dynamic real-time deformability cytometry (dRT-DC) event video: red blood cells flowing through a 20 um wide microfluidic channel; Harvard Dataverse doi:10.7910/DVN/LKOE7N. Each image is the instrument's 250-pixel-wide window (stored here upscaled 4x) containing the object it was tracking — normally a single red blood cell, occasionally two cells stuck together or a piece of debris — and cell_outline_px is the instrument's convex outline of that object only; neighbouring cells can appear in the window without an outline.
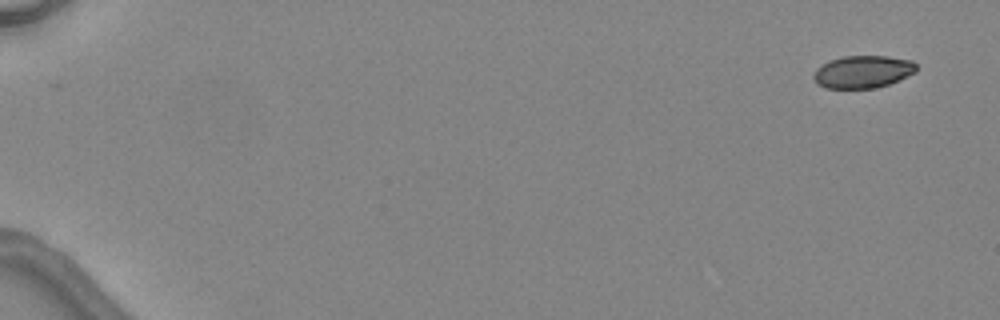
{"species": "common noctule bat (a hibernating species)", "species_latin": "Nyctalus noctula", "temperature_condition": "warm", "stored_images_in_passage": 3, "camera_frame_rate_fps": 3000, "um_per_image_px": 0.085, "animal": {"sex": "female", "body_mass_g": 24.6, "forearm_length_mm": 56.2}, "frame": {"image": 1, "passage_image": 1, "time_ms": 0.0, "image_size_px": [1000, 320], "cell_outline_px": [[916, 72], [888, 84], [876, 88], [824, 88], [816, 84], [812, 76], [816, 68], [828, 60], [844, 56], [888, 56], [912, 60], [916, 64]], "centroid_in_image_um": [73.3, 6.1], "position_along_channel_um": 11.7, "area_um2": 19.59}}